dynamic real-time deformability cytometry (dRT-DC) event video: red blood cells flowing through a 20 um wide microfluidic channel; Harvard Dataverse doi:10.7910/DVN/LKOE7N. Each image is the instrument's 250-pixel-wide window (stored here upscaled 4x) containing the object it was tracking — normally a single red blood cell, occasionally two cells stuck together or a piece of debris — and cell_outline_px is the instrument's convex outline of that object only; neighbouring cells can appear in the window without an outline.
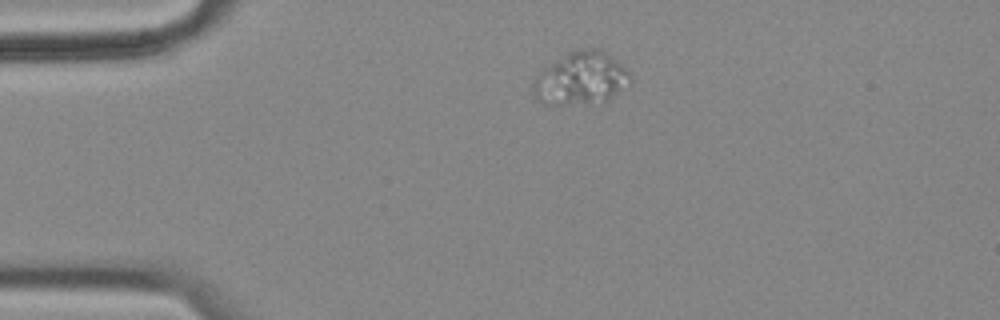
{"species": "common noctule bat (a hibernating species)", "species_latin": "Nyctalus noctula", "temperature_condition": "cold", "stored_images_in_passage": 47, "camera_frame_rate_fps": 3000, "um_per_image_px": 0.085, "animal": {"sex": "female", "body_mass_g": 18.4}, "frame": {"image": 1, "passage_image": 1, "time_ms": 0.0, "image_size_px": [1000, 320], "cell_outline_px": [[632, 80], [604, 100], [560, 104], [548, 104], [536, 100], [532, 88], [532, 84], [536, 76], [544, 68], [568, 52], [580, 48], [596, 48], [604, 52], [616, 60], [632, 76]], "centroid_in_image_um": [49.32, 6.63], "position_along_channel_um": 35.7, "area_um2": 28.84}}
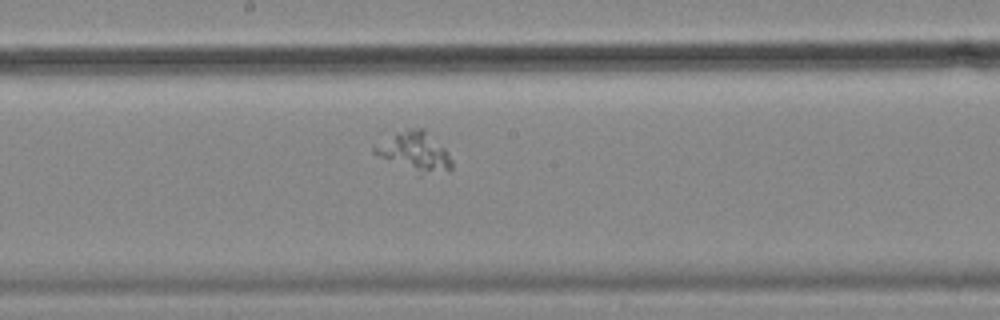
{"frame": {"image": 2, "passage_image": 20, "time_ms": 6.333, "image_size_px": [1000, 320], "cell_outline_px": [[452, 168], [420, 176], [372, 152], [372, 144], [396, 132], [408, 128], [424, 128], [444, 148], [452, 160]], "centroid_in_image_um": [35.19, 12.88], "position_along_channel_um": 213.0, "area_um2": 17.8}}
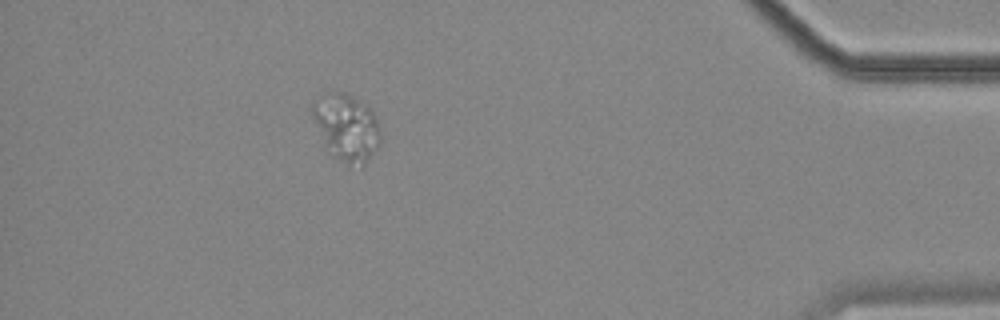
{"frame": {"image": 3, "passage_image": 41, "time_ms": 13.333, "image_size_px": [1000, 320], "cell_outline_px": [[380, 144], [364, 164], [348, 164], [332, 156], [312, 116], [312, 104], [316, 100], [328, 92], [344, 92], [368, 108], [376, 116], [380, 128]], "centroid_in_image_um": [29.47, 10.82], "position_along_channel_um": 405.7, "area_um2": 25.66}}